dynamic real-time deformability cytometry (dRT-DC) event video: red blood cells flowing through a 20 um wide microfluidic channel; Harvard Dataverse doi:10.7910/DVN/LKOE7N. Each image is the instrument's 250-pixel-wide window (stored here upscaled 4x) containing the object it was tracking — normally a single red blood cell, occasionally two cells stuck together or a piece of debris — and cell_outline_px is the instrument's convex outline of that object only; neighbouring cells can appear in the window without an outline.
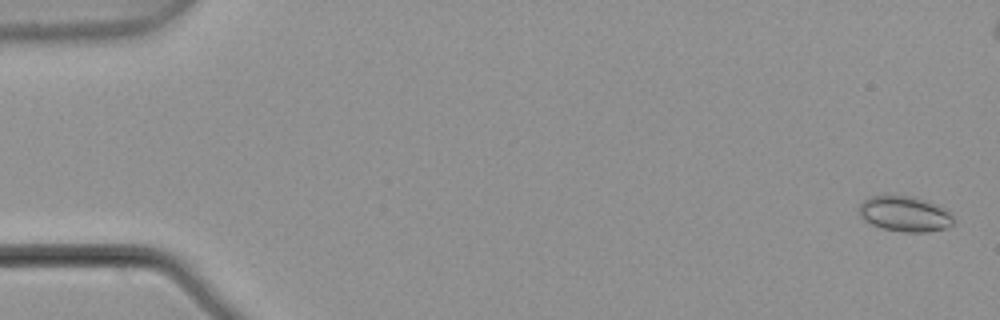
{"species": "common noctule bat (a hibernating species)", "species_latin": "Nyctalus noctula", "temperature_condition": "warm", "stored_images_in_passage": 5, "camera_frame_rate_fps": 3000, "um_per_image_px": 0.085, "animal": {"sex": "male", "body_mass_g": 21.5, "forearm_length_mm": 52.0}, "frame": {"image": 1, "passage_image": 1, "time_ms": 0.0, "image_size_px": [1000, 320], "cell_outline_px": [[952, 224], [944, 228], [924, 232], [904, 232], [884, 228], [872, 224], [864, 220], [860, 216], [860, 204], [864, 200], [872, 196], [888, 192], [916, 196], [936, 204], [948, 212], [952, 216]], "centroid_in_image_um": [76.86, 18.12], "position_along_channel_um": 8.1, "area_um2": 19.71}}